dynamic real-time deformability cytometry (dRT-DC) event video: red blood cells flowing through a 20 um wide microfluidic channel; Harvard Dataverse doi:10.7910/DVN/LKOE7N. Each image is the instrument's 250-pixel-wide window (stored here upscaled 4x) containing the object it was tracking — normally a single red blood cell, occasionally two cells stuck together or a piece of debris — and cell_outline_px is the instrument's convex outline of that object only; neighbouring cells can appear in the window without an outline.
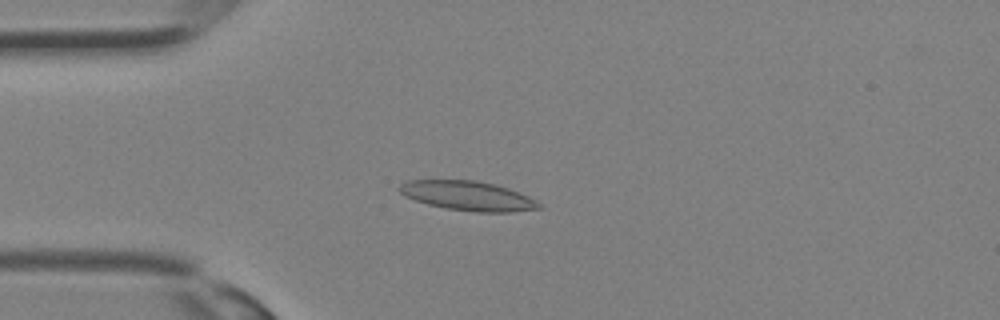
{"species": "Egyptian fruit bat (a non-hibernating species)", "species_latin": "Rousettus aegyptiacus", "temperature_condition": "room temperature", "stored_images_in_passage": 32, "camera_frame_rate_fps": 3000, "um_per_image_px": 0.085, "animal": {"sex": "female"}, "frame": {"image": 1, "passage_image": 8, "time_ms": 2.333, "image_size_px": [1000, 320], "cell_outline_px": [[544, 208], [512, 212], [476, 212], [444, 208], [428, 204], [404, 196], [396, 188], [400, 184], [408, 180], [476, 180], [496, 184], [508, 188], [528, 196], [536, 200]], "centroid_in_image_um": [39.77, 16.64], "position_along_channel_um": 45.2, "area_um2": 24.1}}
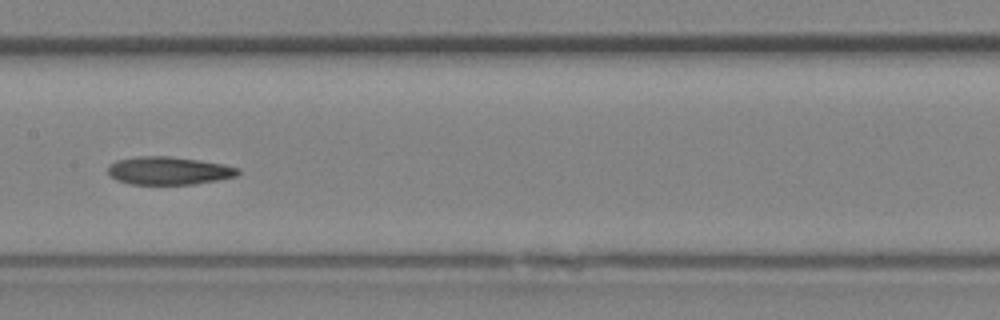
{"frame": {"image": 2, "passage_image": 16, "time_ms": 5.0, "image_size_px": [1000, 320], "cell_outline_px": [[240, 172], [236, 176], [216, 180], [192, 184], [128, 184], [116, 180], [108, 172], [108, 164], [116, 160], [136, 156], [168, 156], [200, 160], [224, 164], [240, 168]], "centroid_in_image_um": [14.32, 14.5], "position_along_channel_um": 193.1, "area_um2": 21.27}}
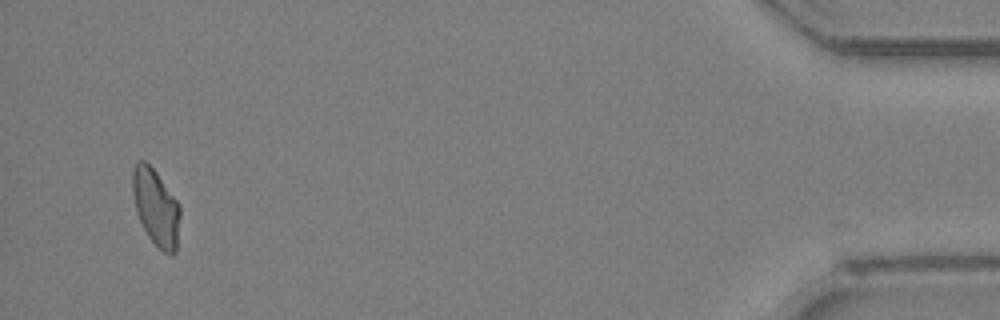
{"frame": {"image": 3, "passage_image": 31, "time_ms": 10.0, "image_size_px": [1000, 320], "cell_outline_px": [[180, 216], [176, 252], [172, 256], [168, 256], [148, 236], [136, 212], [132, 192], [132, 168], [140, 160], [144, 160], [156, 172], [180, 204]], "centroid_in_image_um": [13.26, 17.63], "position_along_channel_um": 421.9, "area_um2": 21.21}}